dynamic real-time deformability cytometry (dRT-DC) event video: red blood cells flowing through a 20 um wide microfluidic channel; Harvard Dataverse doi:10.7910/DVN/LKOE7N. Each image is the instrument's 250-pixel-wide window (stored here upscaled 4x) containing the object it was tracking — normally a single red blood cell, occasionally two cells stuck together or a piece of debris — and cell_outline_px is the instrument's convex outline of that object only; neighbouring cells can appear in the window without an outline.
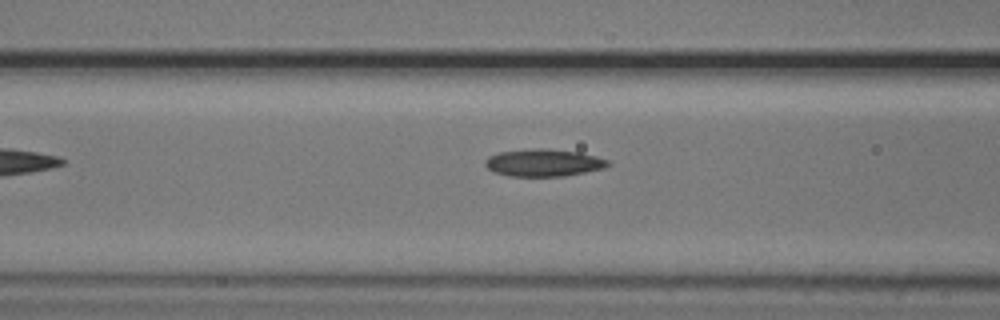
{"species": "common noctule bat (a hibernating species)", "species_latin": "Nyctalus noctula", "temperature_condition": "cold", "stored_images_in_passage": 7, "camera_frame_rate_fps": 3000, "um_per_image_px": 0.085, "animal": {"sex": "male", "body_mass_g": 20.5, "forearm_length_mm": 52.5}, "frame": {"image": 1, "passage_image": 6, "time_ms": 1.667, "image_size_px": [1000, 320], "cell_outline_px": [[612, 164], [604, 168], [564, 176], [508, 176], [492, 172], [484, 164], [484, 160], [488, 156], [500, 152], [536, 148], [544, 148], [580, 152], [596, 156], [608, 160]], "centroid_in_image_um": [46.19, 13.83], "position_along_channel_um": 120.4, "area_um2": 19.65}}